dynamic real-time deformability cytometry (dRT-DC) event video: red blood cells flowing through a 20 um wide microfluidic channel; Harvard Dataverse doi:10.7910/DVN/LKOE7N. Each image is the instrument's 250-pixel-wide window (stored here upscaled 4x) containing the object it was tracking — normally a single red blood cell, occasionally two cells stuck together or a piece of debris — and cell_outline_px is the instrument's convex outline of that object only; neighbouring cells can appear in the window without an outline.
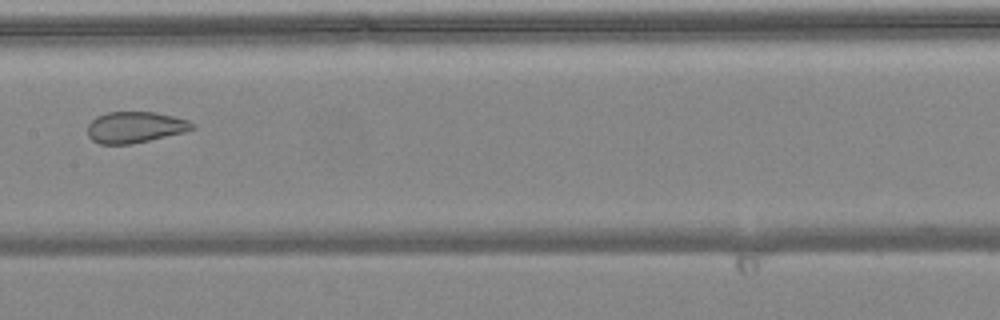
{"species": "common noctule bat (a hibernating species)", "species_latin": "Nyctalus noctula", "temperature_condition": "warm", "stored_images_in_passage": 7, "camera_frame_rate_fps": 3000, "um_per_image_px": 0.085, "animal": {"sex": "female", "body_mass_g": 24.6, "forearm_length_mm": 56.2}, "frame": {"image": 1, "passage_image": 7, "time_ms": 2.0, "image_size_px": [1000, 320], "cell_outline_px": [[196, 128], [184, 132], [148, 140], [128, 144], [100, 144], [92, 140], [88, 136], [88, 124], [96, 116], [108, 112], [156, 112], [188, 120], [196, 124]], "centroid_in_image_um": [11.48, 10.81], "position_along_channel_um": 195.9, "area_um2": 18.96}}